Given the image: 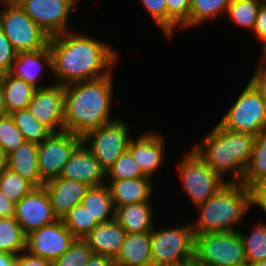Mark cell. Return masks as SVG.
I'll use <instances>...</instances> for the list:
<instances>
[{
  "label": "cell",
  "mask_w": 266,
  "mask_h": 266,
  "mask_svg": "<svg viewBox=\"0 0 266 266\" xmlns=\"http://www.w3.org/2000/svg\"><path fill=\"white\" fill-rule=\"evenodd\" d=\"M141 177H145V175L128 150L106 172V180L135 179Z\"/></svg>",
  "instance_id": "cell-36"
},
{
  "label": "cell",
  "mask_w": 266,
  "mask_h": 266,
  "mask_svg": "<svg viewBox=\"0 0 266 266\" xmlns=\"http://www.w3.org/2000/svg\"><path fill=\"white\" fill-rule=\"evenodd\" d=\"M259 64L250 78V82L261 93L266 106V61L260 59Z\"/></svg>",
  "instance_id": "cell-42"
},
{
  "label": "cell",
  "mask_w": 266,
  "mask_h": 266,
  "mask_svg": "<svg viewBox=\"0 0 266 266\" xmlns=\"http://www.w3.org/2000/svg\"><path fill=\"white\" fill-rule=\"evenodd\" d=\"M93 255L87 242L75 238L68 250L53 262V266H85Z\"/></svg>",
  "instance_id": "cell-37"
},
{
  "label": "cell",
  "mask_w": 266,
  "mask_h": 266,
  "mask_svg": "<svg viewBox=\"0 0 266 266\" xmlns=\"http://www.w3.org/2000/svg\"><path fill=\"white\" fill-rule=\"evenodd\" d=\"M6 115H8V112H7L6 107H5L2 83L0 80V117L6 116Z\"/></svg>",
  "instance_id": "cell-48"
},
{
  "label": "cell",
  "mask_w": 266,
  "mask_h": 266,
  "mask_svg": "<svg viewBox=\"0 0 266 266\" xmlns=\"http://www.w3.org/2000/svg\"><path fill=\"white\" fill-rule=\"evenodd\" d=\"M85 266H115L114 259L93 254L90 260L85 264Z\"/></svg>",
  "instance_id": "cell-46"
},
{
  "label": "cell",
  "mask_w": 266,
  "mask_h": 266,
  "mask_svg": "<svg viewBox=\"0 0 266 266\" xmlns=\"http://www.w3.org/2000/svg\"><path fill=\"white\" fill-rule=\"evenodd\" d=\"M187 266H204V265H200L197 262H195L194 260H192Z\"/></svg>",
  "instance_id": "cell-51"
},
{
  "label": "cell",
  "mask_w": 266,
  "mask_h": 266,
  "mask_svg": "<svg viewBox=\"0 0 266 266\" xmlns=\"http://www.w3.org/2000/svg\"><path fill=\"white\" fill-rule=\"evenodd\" d=\"M193 260L204 266H248L238 231L194 234Z\"/></svg>",
  "instance_id": "cell-5"
},
{
  "label": "cell",
  "mask_w": 266,
  "mask_h": 266,
  "mask_svg": "<svg viewBox=\"0 0 266 266\" xmlns=\"http://www.w3.org/2000/svg\"><path fill=\"white\" fill-rule=\"evenodd\" d=\"M17 3L50 37L70 31L67 21L77 4L74 0H20Z\"/></svg>",
  "instance_id": "cell-13"
},
{
  "label": "cell",
  "mask_w": 266,
  "mask_h": 266,
  "mask_svg": "<svg viewBox=\"0 0 266 266\" xmlns=\"http://www.w3.org/2000/svg\"><path fill=\"white\" fill-rule=\"evenodd\" d=\"M44 67L52 71V54L48 46L42 50L17 53L9 74L24 80L36 89L44 88L49 86L39 85L40 77L44 76L41 74Z\"/></svg>",
  "instance_id": "cell-19"
},
{
  "label": "cell",
  "mask_w": 266,
  "mask_h": 266,
  "mask_svg": "<svg viewBox=\"0 0 266 266\" xmlns=\"http://www.w3.org/2000/svg\"><path fill=\"white\" fill-rule=\"evenodd\" d=\"M38 144L24 141L8 155V168L28 180L35 188L43 187L44 182L38 169Z\"/></svg>",
  "instance_id": "cell-24"
},
{
  "label": "cell",
  "mask_w": 266,
  "mask_h": 266,
  "mask_svg": "<svg viewBox=\"0 0 266 266\" xmlns=\"http://www.w3.org/2000/svg\"><path fill=\"white\" fill-rule=\"evenodd\" d=\"M150 202L131 203L115 208V220L127 234L151 232L154 225Z\"/></svg>",
  "instance_id": "cell-23"
},
{
  "label": "cell",
  "mask_w": 266,
  "mask_h": 266,
  "mask_svg": "<svg viewBox=\"0 0 266 266\" xmlns=\"http://www.w3.org/2000/svg\"><path fill=\"white\" fill-rule=\"evenodd\" d=\"M257 224L253 229L251 228L249 235L238 230L244 243L248 266L266 260V223L257 222Z\"/></svg>",
  "instance_id": "cell-32"
},
{
  "label": "cell",
  "mask_w": 266,
  "mask_h": 266,
  "mask_svg": "<svg viewBox=\"0 0 266 266\" xmlns=\"http://www.w3.org/2000/svg\"><path fill=\"white\" fill-rule=\"evenodd\" d=\"M25 141L20 130L8 114L0 117V148L9 155Z\"/></svg>",
  "instance_id": "cell-38"
},
{
  "label": "cell",
  "mask_w": 266,
  "mask_h": 266,
  "mask_svg": "<svg viewBox=\"0 0 266 266\" xmlns=\"http://www.w3.org/2000/svg\"><path fill=\"white\" fill-rule=\"evenodd\" d=\"M167 38L172 39L174 30H189L190 0H166Z\"/></svg>",
  "instance_id": "cell-35"
},
{
  "label": "cell",
  "mask_w": 266,
  "mask_h": 266,
  "mask_svg": "<svg viewBox=\"0 0 266 266\" xmlns=\"http://www.w3.org/2000/svg\"><path fill=\"white\" fill-rule=\"evenodd\" d=\"M178 163L179 178L184 193L195 209L215 196L227 183L191 148Z\"/></svg>",
  "instance_id": "cell-6"
},
{
  "label": "cell",
  "mask_w": 266,
  "mask_h": 266,
  "mask_svg": "<svg viewBox=\"0 0 266 266\" xmlns=\"http://www.w3.org/2000/svg\"><path fill=\"white\" fill-rule=\"evenodd\" d=\"M259 42L263 43L262 52L266 50V3L261 2L254 29L252 31Z\"/></svg>",
  "instance_id": "cell-41"
},
{
  "label": "cell",
  "mask_w": 266,
  "mask_h": 266,
  "mask_svg": "<svg viewBox=\"0 0 266 266\" xmlns=\"http://www.w3.org/2000/svg\"><path fill=\"white\" fill-rule=\"evenodd\" d=\"M254 137L227 130L217 123L192 148L223 178L230 175L232 179L228 182H241L251 159Z\"/></svg>",
  "instance_id": "cell-3"
},
{
  "label": "cell",
  "mask_w": 266,
  "mask_h": 266,
  "mask_svg": "<svg viewBox=\"0 0 266 266\" xmlns=\"http://www.w3.org/2000/svg\"><path fill=\"white\" fill-rule=\"evenodd\" d=\"M16 266H53V263L23 251L17 255Z\"/></svg>",
  "instance_id": "cell-44"
},
{
  "label": "cell",
  "mask_w": 266,
  "mask_h": 266,
  "mask_svg": "<svg viewBox=\"0 0 266 266\" xmlns=\"http://www.w3.org/2000/svg\"><path fill=\"white\" fill-rule=\"evenodd\" d=\"M14 218L26 235L58 220L44 187L34 188L15 204Z\"/></svg>",
  "instance_id": "cell-15"
},
{
  "label": "cell",
  "mask_w": 266,
  "mask_h": 266,
  "mask_svg": "<svg viewBox=\"0 0 266 266\" xmlns=\"http://www.w3.org/2000/svg\"><path fill=\"white\" fill-rule=\"evenodd\" d=\"M81 143L82 137L69 131H61L51 133L38 144V169L44 183L60 177L64 165Z\"/></svg>",
  "instance_id": "cell-11"
},
{
  "label": "cell",
  "mask_w": 266,
  "mask_h": 266,
  "mask_svg": "<svg viewBox=\"0 0 266 266\" xmlns=\"http://www.w3.org/2000/svg\"><path fill=\"white\" fill-rule=\"evenodd\" d=\"M34 188L28 180L9 168L0 174V191L15 203L24 198Z\"/></svg>",
  "instance_id": "cell-34"
},
{
  "label": "cell",
  "mask_w": 266,
  "mask_h": 266,
  "mask_svg": "<svg viewBox=\"0 0 266 266\" xmlns=\"http://www.w3.org/2000/svg\"><path fill=\"white\" fill-rule=\"evenodd\" d=\"M27 109L52 133L65 131V85L54 82L36 89Z\"/></svg>",
  "instance_id": "cell-12"
},
{
  "label": "cell",
  "mask_w": 266,
  "mask_h": 266,
  "mask_svg": "<svg viewBox=\"0 0 266 266\" xmlns=\"http://www.w3.org/2000/svg\"><path fill=\"white\" fill-rule=\"evenodd\" d=\"M262 56L260 59L266 60V50L264 52H261Z\"/></svg>",
  "instance_id": "cell-53"
},
{
  "label": "cell",
  "mask_w": 266,
  "mask_h": 266,
  "mask_svg": "<svg viewBox=\"0 0 266 266\" xmlns=\"http://www.w3.org/2000/svg\"><path fill=\"white\" fill-rule=\"evenodd\" d=\"M251 208L259 207L266 215V180L253 185L250 188Z\"/></svg>",
  "instance_id": "cell-43"
},
{
  "label": "cell",
  "mask_w": 266,
  "mask_h": 266,
  "mask_svg": "<svg viewBox=\"0 0 266 266\" xmlns=\"http://www.w3.org/2000/svg\"><path fill=\"white\" fill-rule=\"evenodd\" d=\"M8 155L0 148V174L8 168Z\"/></svg>",
  "instance_id": "cell-49"
},
{
  "label": "cell",
  "mask_w": 266,
  "mask_h": 266,
  "mask_svg": "<svg viewBox=\"0 0 266 266\" xmlns=\"http://www.w3.org/2000/svg\"><path fill=\"white\" fill-rule=\"evenodd\" d=\"M81 204L99 224L110 222L115 218V207L106 184L90 186Z\"/></svg>",
  "instance_id": "cell-25"
},
{
  "label": "cell",
  "mask_w": 266,
  "mask_h": 266,
  "mask_svg": "<svg viewBox=\"0 0 266 266\" xmlns=\"http://www.w3.org/2000/svg\"><path fill=\"white\" fill-rule=\"evenodd\" d=\"M15 202L0 191V218H11L15 214Z\"/></svg>",
  "instance_id": "cell-45"
},
{
  "label": "cell",
  "mask_w": 266,
  "mask_h": 266,
  "mask_svg": "<svg viewBox=\"0 0 266 266\" xmlns=\"http://www.w3.org/2000/svg\"><path fill=\"white\" fill-rule=\"evenodd\" d=\"M75 237L67 229L62 219L30 232L26 238V251L52 263L71 246Z\"/></svg>",
  "instance_id": "cell-14"
},
{
  "label": "cell",
  "mask_w": 266,
  "mask_h": 266,
  "mask_svg": "<svg viewBox=\"0 0 266 266\" xmlns=\"http://www.w3.org/2000/svg\"><path fill=\"white\" fill-rule=\"evenodd\" d=\"M27 235L14 217L0 218V252L18 255L26 251Z\"/></svg>",
  "instance_id": "cell-28"
},
{
  "label": "cell",
  "mask_w": 266,
  "mask_h": 266,
  "mask_svg": "<svg viewBox=\"0 0 266 266\" xmlns=\"http://www.w3.org/2000/svg\"><path fill=\"white\" fill-rule=\"evenodd\" d=\"M52 71L56 84L103 78L113 72L118 52L89 34L67 31L50 37Z\"/></svg>",
  "instance_id": "cell-1"
},
{
  "label": "cell",
  "mask_w": 266,
  "mask_h": 266,
  "mask_svg": "<svg viewBox=\"0 0 266 266\" xmlns=\"http://www.w3.org/2000/svg\"><path fill=\"white\" fill-rule=\"evenodd\" d=\"M191 222L182 226L151 231L153 266H187L194 258Z\"/></svg>",
  "instance_id": "cell-7"
},
{
  "label": "cell",
  "mask_w": 266,
  "mask_h": 266,
  "mask_svg": "<svg viewBox=\"0 0 266 266\" xmlns=\"http://www.w3.org/2000/svg\"><path fill=\"white\" fill-rule=\"evenodd\" d=\"M49 195L52 210L58 219H62L74 206L81 203L86 190V183L57 177L44 183Z\"/></svg>",
  "instance_id": "cell-18"
},
{
  "label": "cell",
  "mask_w": 266,
  "mask_h": 266,
  "mask_svg": "<svg viewBox=\"0 0 266 266\" xmlns=\"http://www.w3.org/2000/svg\"><path fill=\"white\" fill-rule=\"evenodd\" d=\"M0 80L8 114L27 108L36 88L9 73L1 74Z\"/></svg>",
  "instance_id": "cell-26"
},
{
  "label": "cell",
  "mask_w": 266,
  "mask_h": 266,
  "mask_svg": "<svg viewBox=\"0 0 266 266\" xmlns=\"http://www.w3.org/2000/svg\"><path fill=\"white\" fill-rule=\"evenodd\" d=\"M266 180V131L254 137L250 162L244 173L242 181L249 189Z\"/></svg>",
  "instance_id": "cell-27"
},
{
  "label": "cell",
  "mask_w": 266,
  "mask_h": 266,
  "mask_svg": "<svg viewBox=\"0 0 266 266\" xmlns=\"http://www.w3.org/2000/svg\"><path fill=\"white\" fill-rule=\"evenodd\" d=\"M16 51L0 27V75L9 73L16 59Z\"/></svg>",
  "instance_id": "cell-40"
},
{
  "label": "cell",
  "mask_w": 266,
  "mask_h": 266,
  "mask_svg": "<svg viewBox=\"0 0 266 266\" xmlns=\"http://www.w3.org/2000/svg\"><path fill=\"white\" fill-rule=\"evenodd\" d=\"M231 0H190L189 29L226 14Z\"/></svg>",
  "instance_id": "cell-30"
},
{
  "label": "cell",
  "mask_w": 266,
  "mask_h": 266,
  "mask_svg": "<svg viewBox=\"0 0 266 266\" xmlns=\"http://www.w3.org/2000/svg\"><path fill=\"white\" fill-rule=\"evenodd\" d=\"M152 179L141 177L135 179L106 180L114 207L125 204L151 202L153 194Z\"/></svg>",
  "instance_id": "cell-21"
},
{
  "label": "cell",
  "mask_w": 266,
  "mask_h": 266,
  "mask_svg": "<svg viewBox=\"0 0 266 266\" xmlns=\"http://www.w3.org/2000/svg\"><path fill=\"white\" fill-rule=\"evenodd\" d=\"M125 230L114 219L95 226L83 239L93 251V254L115 259L120 252L126 237Z\"/></svg>",
  "instance_id": "cell-20"
},
{
  "label": "cell",
  "mask_w": 266,
  "mask_h": 266,
  "mask_svg": "<svg viewBox=\"0 0 266 266\" xmlns=\"http://www.w3.org/2000/svg\"><path fill=\"white\" fill-rule=\"evenodd\" d=\"M251 266H266V260L259 261Z\"/></svg>",
  "instance_id": "cell-50"
},
{
  "label": "cell",
  "mask_w": 266,
  "mask_h": 266,
  "mask_svg": "<svg viewBox=\"0 0 266 266\" xmlns=\"http://www.w3.org/2000/svg\"><path fill=\"white\" fill-rule=\"evenodd\" d=\"M165 142L162 134L150 130L130 139L128 151L145 176L152 178L164 162Z\"/></svg>",
  "instance_id": "cell-16"
},
{
  "label": "cell",
  "mask_w": 266,
  "mask_h": 266,
  "mask_svg": "<svg viewBox=\"0 0 266 266\" xmlns=\"http://www.w3.org/2000/svg\"><path fill=\"white\" fill-rule=\"evenodd\" d=\"M0 1H4V2H10V3H17L20 0H0Z\"/></svg>",
  "instance_id": "cell-52"
},
{
  "label": "cell",
  "mask_w": 266,
  "mask_h": 266,
  "mask_svg": "<svg viewBox=\"0 0 266 266\" xmlns=\"http://www.w3.org/2000/svg\"><path fill=\"white\" fill-rule=\"evenodd\" d=\"M128 126L124 119L117 118L82 137V142L93 153L105 172L128 150L132 138Z\"/></svg>",
  "instance_id": "cell-10"
},
{
  "label": "cell",
  "mask_w": 266,
  "mask_h": 266,
  "mask_svg": "<svg viewBox=\"0 0 266 266\" xmlns=\"http://www.w3.org/2000/svg\"><path fill=\"white\" fill-rule=\"evenodd\" d=\"M9 115L25 141L40 144L52 133L47 127L39 123L27 108L14 111Z\"/></svg>",
  "instance_id": "cell-31"
},
{
  "label": "cell",
  "mask_w": 266,
  "mask_h": 266,
  "mask_svg": "<svg viewBox=\"0 0 266 266\" xmlns=\"http://www.w3.org/2000/svg\"><path fill=\"white\" fill-rule=\"evenodd\" d=\"M114 264L115 266H153L151 232L126 234Z\"/></svg>",
  "instance_id": "cell-22"
},
{
  "label": "cell",
  "mask_w": 266,
  "mask_h": 266,
  "mask_svg": "<svg viewBox=\"0 0 266 266\" xmlns=\"http://www.w3.org/2000/svg\"><path fill=\"white\" fill-rule=\"evenodd\" d=\"M62 221L75 238L81 239L99 224L81 203L74 206Z\"/></svg>",
  "instance_id": "cell-33"
},
{
  "label": "cell",
  "mask_w": 266,
  "mask_h": 266,
  "mask_svg": "<svg viewBox=\"0 0 266 266\" xmlns=\"http://www.w3.org/2000/svg\"><path fill=\"white\" fill-rule=\"evenodd\" d=\"M17 255L0 252V266H16Z\"/></svg>",
  "instance_id": "cell-47"
},
{
  "label": "cell",
  "mask_w": 266,
  "mask_h": 266,
  "mask_svg": "<svg viewBox=\"0 0 266 266\" xmlns=\"http://www.w3.org/2000/svg\"><path fill=\"white\" fill-rule=\"evenodd\" d=\"M0 27L16 53L42 50L50 40L18 3L0 1Z\"/></svg>",
  "instance_id": "cell-8"
},
{
  "label": "cell",
  "mask_w": 266,
  "mask_h": 266,
  "mask_svg": "<svg viewBox=\"0 0 266 266\" xmlns=\"http://www.w3.org/2000/svg\"><path fill=\"white\" fill-rule=\"evenodd\" d=\"M113 73L94 80L65 85V131L85 136L113 120L110 118Z\"/></svg>",
  "instance_id": "cell-2"
},
{
  "label": "cell",
  "mask_w": 266,
  "mask_h": 266,
  "mask_svg": "<svg viewBox=\"0 0 266 266\" xmlns=\"http://www.w3.org/2000/svg\"><path fill=\"white\" fill-rule=\"evenodd\" d=\"M263 0H231L227 17L240 28L253 31L258 11Z\"/></svg>",
  "instance_id": "cell-29"
},
{
  "label": "cell",
  "mask_w": 266,
  "mask_h": 266,
  "mask_svg": "<svg viewBox=\"0 0 266 266\" xmlns=\"http://www.w3.org/2000/svg\"><path fill=\"white\" fill-rule=\"evenodd\" d=\"M152 21L167 38V4L166 0H140Z\"/></svg>",
  "instance_id": "cell-39"
},
{
  "label": "cell",
  "mask_w": 266,
  "mask_h": 266,
  "mask_svg": "<svg viewBox=\"0 0 266 266\" xmlns=\"http://www.w3.org/2000/svg\"><path fill=\"white\" fill-rule=\"evenodd\" d=\"M196 208L199 217L191 223L194 234L238 231L235 225L242 224L251 209L250 189L240 182H229Z\"/></svg>",
  "instance_id": "cell-4"
},
{
  "label": "cell",
  "mask_w": 266,
  "mask_h": 266,
  "mask_svg": "<svg viewBox=\"0 0 266 266\" xmlns=\"http://www.w3.org/2000/svg\"><path fill=\"white\" fill-rule=\"evenodd\" d=\"M218 123L227 130L253 136L266 131V106L250 81Z\"/></svg>",
  "instance_id": "cell-9"
},
{
  "label": "cell",
  "mask_w": 266,
  "mask_h": 266,
  "mask_svg": "<svg viewBox=\"0 0 266 266\" xmlns=\"http://www.w3.org/2000/svg\"><path fill=\"white\" fill-rule=\"evenodd\" d=\"M60 177L81 181L88 186L106 184V172L83 142L71 154Z\"/></svg>",
  "instance_id": "cell-17"
}]
</instances>
